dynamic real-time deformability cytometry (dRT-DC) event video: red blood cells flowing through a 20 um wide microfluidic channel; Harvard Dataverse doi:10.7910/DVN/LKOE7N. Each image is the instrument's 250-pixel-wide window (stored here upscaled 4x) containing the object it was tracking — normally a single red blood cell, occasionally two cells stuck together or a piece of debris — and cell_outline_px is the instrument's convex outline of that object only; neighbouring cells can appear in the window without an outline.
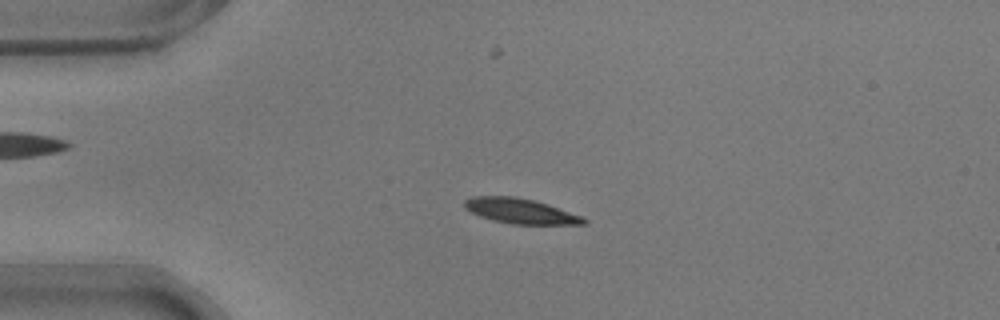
{"species": "common noctule bat (a hibernating species)", "species_latin": "Nyctalus noctula", "temperature_condition": "warm", "stored_images_in_passage": 48, "camera_frame_rate_fps": 3000, "um_per_image_px": 0.085, "animal": {"sex": "male", "body_mass_g": 17.9}, "frame": {"image": 1, "passage_image": 6, "time_ms": 1.667, "image_size_px": [1000, 320], "cell_outline_px": [[588, 224], [512, 224], [492, 220], [480, 216], [464, 208], [464, 200], [472, 196], [512, 196], [532, 200], [548, 204], [580, 216], [588, 220]], "centroid_in_image_um": [44.21, 17.94], "position_along_channel_um": 40.8, "area_um2": 17.28}}
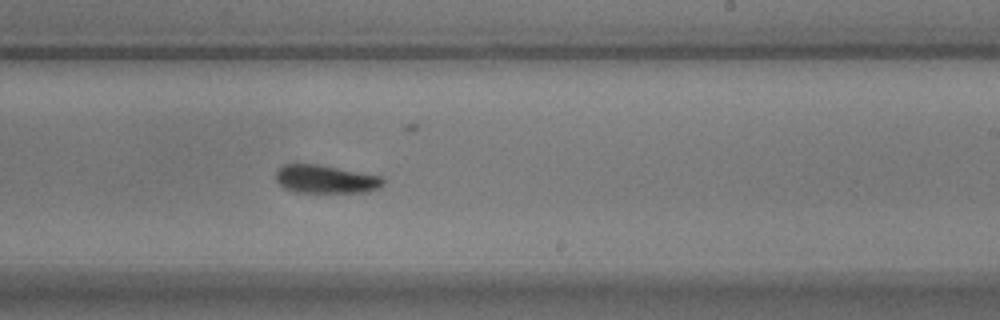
{"frame": {"image": 2, "passage_image": 26, "time_ms": 8.333, "image_size_px": [1000, 320], "cell_outline_px": [[384, 184], [380, 188], [368, 192], [296, 192], [284, 188], [276, 180], [276, 172], [284, 164], [320, 164], [380, 176], [384, 180]], "centroid_in_image_um": [27.7, 15.23], "position_along_channel_um": 261.3, "area_um2": 17.63}}
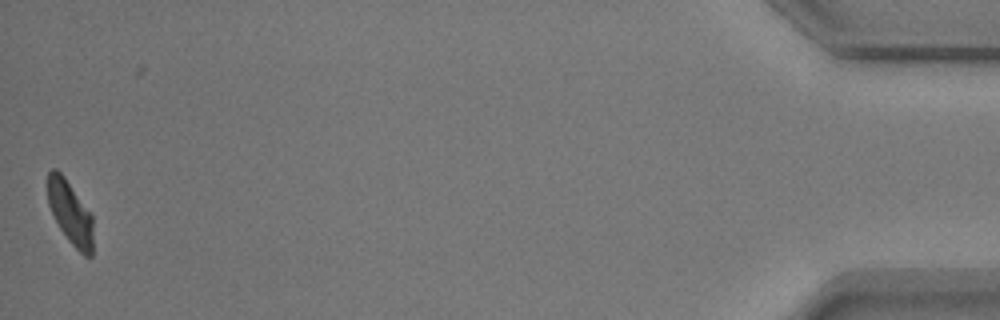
{"frame": {"image": 3, "passage_image": 47, "time_ms": 15.333, "image_size_px": [1000, 320], "cell_outline_px": [[92, 256], [84, 256], [68, 240], [60, 228], [48, 204], [48, 172], [52, 168], [56, 168], [64, 176], [92, 216]], "centroid_in_image_um": [5.96, 18.07], "position_along_channel_um": 429.2, "area_um2": 16.36}, "authors_computed_cell_mechanics": {"area_um2": 17.9758, "velocity_mm_per_s": 3.7188, "shape_relaxation_time_tau1_ms": 3.4649, "shape_relaxation_time_tau2_ms": 3.5751, "deformation_change_tau1": 0.1234, "deformation_change_tau2": 0.0907}}